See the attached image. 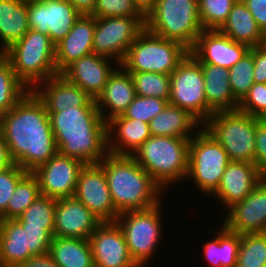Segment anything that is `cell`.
Instances as JSON below:
<instances>
[{
	"instance_id": "1",
	"label": "cell",
	"mask_w": 266,
	"mask_h": 267,
	"mask_svg": "<svg viewBox=\"0 0 266 267\" xmlns=\"http://www.w3.org/2000/svg\"><path fill=\"white\" fill-rule=\"evenodd\" d=\"M0 130L11 160L27 172L58 153L46 106L33 90L0 117Z\"/></svg>"
},
{
	"instance_id": "2",
	"label": "cell",
	"mask_w": 266,
	"mask_h": 267,
	"mask_svg": "<svg viewBox=\"0 0 266 267\" xmlns=\"http://www.w3.org/2000/svg\"><path fill=\"white\" fill-rule=\"evenodd\" d=\"M50 117L58 153L97 164L107 154V123L92 99L85 107L47 112Z\"/></svg>"
},
{
	"instance_id": "3",
	"label": "cell",
	"mask_w": 266,
	"mask_h": 267,
	"mask_svg": "<svg viewBox=\"0 0 266 267\" xmlns=\"http://www.w3.org/2000/svg\"><path fill=\"white\" fill-rule=\"evenodd\" d=\"M99 164L119 214L146 210L164 201L163 189L131 156L108 153Z\"/></svg>"
},
{
	"instance_id": "4",
	"label": "cell",
	"mask_w": 266,
	"mask_h": 267,
	"mask_svg": "<svg viewBox=\"0 0 266 267\" xmlns=\"http://www.w3.org/2000/svg\"><path fill=\"white\" fill-rule=\"evenodd\" d=\"M190 140L171 136H151L131 157L167 194L170 191L168 187L176 188L178 183L182 184V181L186 180Z\"/></svg>"
},
{
	"instance_id": "5",
	"label": "cell",
	"mask_w": 266,
	"mask_h": 267,
	"mask_svg": "<svg viewBox=\"0 0 266 267\" xmlns=\"http://www.w3.org/2000/svg\"><path fill=\"white\" fill-rule=\"evenodd\" d=\"M2 55L29 90H34L41 82L59 74L55 64V45L48 35L34 29H29Z\"/></svg>"
},
{
	"instance_id": "6",
	"label": "cell",
	"mask_w": 266,
	"mask_h": 267,
	"mask_svg": "<svg viewBox=\"0 0 266 267\" xmlns=\"http://www.w3.org/2000/svg\"><path fill=\"white\" fill-rule=\"evenodd\" d=\"M145 28L191 50L204 30L198 0H157L145 18Z\"/></svg>"
},
{
	"instance_id": "7",
	"label": "cell",
	"mask_w": 266,
	"mask_h": 267,
	"mask_svg": "<svg viewBox=\"0 0 266 267\" xmlns=\"http://www.w3.org/2000/svg\"><path fill=\"white\" fill-rule=\"evenodd\" d=\"M162 203L163 201L146 210L123 212L116 219L125 236L130 255L138 267H147L154 260V254L156 255L160 242L166 235L163 225L165 204Z\"/></svg>"
},
{
	"instance_id": "8",
	"label": "cell",
	"mask_w": 266,
	"mask_h": 267,
	"mask_svg": "<svg viewBox=\"0 0 266 267\" xmlns=\"http://www.w3.org/2000/svg\"><path fill=\"white\" fill-rule=\"evenodd\" d=\"M190 50L184 45L144 29L130 45L120 64L127 72H155L170 75Z\"/></svg>"
},
{
	"instance_id": "9",
	"label": "cell",
	"mask_w": 266,
	"mask_h": 267,
	"mask_svg": "<svg viewBox=\"0 0 266 267\" xmlns=\"http://www.w3.org/2000/svg\"><path fill=\"white\" fill-rule=\"evenodd\" d=\"M231 161L222 145L202 127L190 140L188 174L196 190L210 197L218 188L222 175ZM206 196V197H205Z\"/></svg>"
},
{
	"instance_id": "10",
	"label": "cell",
	"mask_w": 266,
	"mask_h": 267,
	"mask_svg": "<svg viewBox=\"0 0 266 267\" xmlns=\"http://www.w3.org/2000/svg\"><path fill=\"white\" fill-rule=\"evenodd\" d=\"M257 118L235 111L215 112L203 127L222 145L231 162L255 160Z\"/></svg>"
},
{
	"instance_id": "11",
	"label": "cell",
	"mask_w": 266,
	"mask_h": 267,
	"mask_svg": "<svg viewBox=\"0 0 266 267\" xmlns=\"http://www.w3.org/2000/svg\"><path fill=\"white\" fill-rule=\"evenodd\" d=\"M200 63L189 53L170 74L169 103L189 112L202 125L207 121V100Z\"/></svg>"
},
{
	"instance_id": "12",
	"label": "cell",
	"mask_w": 266,
	"mask_h": 267,
	"mask_svg": "<svg viewBox=\"0 0 266 267\" xmlns=\"http://www.w3.org/2000/svg\"><path fill=\"white\" fill-rule=\"evenodd\" d=\"M144 29V17L95 18L93 54L121 64L130 45Z\"/></svg>"
},
{
	"instance_id": "13",
	"label": "cell",
	"mask_w": 266,
	"mask_h": 267,
	"mask_svg": "<svg viewBox=\"0 0 266 267\" xmlns=\"http://www.w3.org/2000/svg\"><path fill=\"white\" fill-rule=\"evenodd\" d=\"M28 26L48 35L56 45L72 29L81 14L68 0H28Z\"/></svg>"
},
{
	"instance_id": "14",
	"label": "cell",
	"mask_w": 266,
	"mask_h": 267,
	"mask_svg": "<svg viewBox=\"0 0 266 267\" xmlns=\"http://www.w3.org/2000/svg\"><path fill=\"white\" fill-rule=\"evenodd\" d=\"M74 197L101 222L116 221V211L102 166L85 164L79 173Z\"/></svg>"
},
{
	"instance_id": "15",
	"label": "cell",
	"mask_w": 266,
	"mask_h": 267,
	"mask_svg": "<svg viewBox=\"0 0 266 267\" xmlns=\"http://www.w3.org/2000/svg\"><path fill=\"white\" fill-rule=\"evenodd\" d=\"M84 165L77 159L57 153L32 173L37 177L41 195L57 200L74 196Z\"/></svg>"
},
{
	"instance_id": "16",
	"label": "cell",
	"mask_w": 266,
	"mask_h": 267,
	"mask_svg": "<svg viewBox=\"0 0 266 267\" xmlns=\"http://www.w3.org/2000/svg\"><path fill=\"white\" fill-rule=\"evenodd\" d=\"M95 267H138L116 221L101 222L89 237Z\"/></svg>"
},
{
	"instance_id": "17",
	"label": "cell",
	"mask_w": 266,
	"mask_h": 267,
	"mask_svg": "<svg viewBox=\"0 0 266 267\" xmlns=\"http://www.w3.org/2000/svg\"><path fill=\"white\" fill-rule=\"evenodd\" d=\"M222 224L230 231L246 233L266 232V176L241 202L225 213Z\"/></svg>"
},
{
	"instance_id": "18",
	"label": "cell",
	"mask_w": 266,
	"mask_h": 267,
	"mask_svg": "<svg viewBox=\"0 0 266 267\" xmlns=\"http://www.w3.org/2000/svg\"><path fill=\"white\" fill-rule=\"evenodd\" d=\"M264 177L255 164L230 162L217 190L209 198L213 197L226 212L235 203L243 201Z\"/></svg>"
},
{
	"instance_id": "19",
	"label": "cell",
	"mask_w": 266,
	"mask_h": 267,
	"mask_svg": "<svg viewBox=\"0 0 266 267\" xmlns=\"http://www.w3.org/2000/svg\"><path fill=\"white\" fill-rule=\"evenodd\" d=\"M120 66V63L109 58L90 54L75 60L60 74L69 82L81 87L91 98L103 92L110 76Z\"/></svg>"
},
{
	"instance_id": "20",
	"label": "cell",
	"mask_w": 266,
	"mask_h": 267,
	"mask_svg": "<svg viewBox=\"0 0 266 267\" xmlns=\"http://www.w3.org/2000/svg\"><path fill=\"white\" fill-rule=\"evenodd\" d=\"M250 48L233 41L219 30H203L190 54L199 62L230 69Z\"/></svg>"
},
{
	"instance_id": "21",
	"label": "cell",
	"mask_w": 266,
	"mask_h": 267,
	"mask_svg": "<svg viewBox=\"0 0 266 267\" xmlns=\"http://www.w3.org/2000/svg\"><path fill=\"white\" fill-rule=\"evenodd\" d=\"M101 221L74 196L56 200L54 236L89 239Z\"/></svg>"
},
{
	"instance_id": "22",
	"label": "cell",
	"mask_w": 266,
	"mask_h": 267,
	"mask_svg": "<svg viewBox=\"0 0 266 267\" xmlns=\"http://www.w3.org/2000/svg\"><path fill=\"white\" fill-rule=\"evenodd\" d=\"M95 17L81 15L70 32L55 45V64L60 74L75 60L93 54Z\"/></svg>"
},
{
	"instance_id": "23",
	"label": "cell",
	"mask_w": 266,
	"mask_h": 267,
	"mask_svg": "<svg viewBox=\"0 0 266 267\" xmlns=\"http://www.w3.org/2000/svg\"><path fill=\"white\" fill-rule=\"evenodd\" d=\"M151 137L149 124L139 120L116 116L107 122V152L131 156Z\"/></svg>"
},
{
	"instance_id": "24",
	"label": "cell",
	"mask_w": 266,
	"mask_h": 267,
	"mask_svg": "<svg viewBox=\"0 0 266 267\" xmlns=\"http://www.w3.org/2000/svg\"><path fill=\"white\" fill-rule=\"evenodd\" d=\"M33 91L43 101L47 112L85 107L93 99L61 74L41 82Z\"/></svg>"
},
{
	"instance_id": "25",
	"label": "cell",
	"mask_w": 266,
	"mask_h": 267,
	"mask_svg": "<svg viewBox=\"0 0 266 267\" xmlns=\"http://www.w3.org/2000/svg\"><path fill=\"white\" fill-rule=\"evenodd\" d=\"M135 96L130 73L120 65L110 76L103 92L96 99L102 119L107 123L112 118L123 115Z\"/></svg>"
},
{
	"instance_id": "26",
	"label": "cell",
	"mask_w": 266,
	"mask_h": 267,
	"mask_svg": "<svg viewBox=\"0 0 266 267\" xmlns=\"http://www.w3.org/2000/svg\"><path fill=\"white\" fill-rule=\"evenodd\" d=\"M200 65L207 100V120L215 112L237 110L239 101L230 88L229 69L206 63H200Z\"/></svg>"
},
{
	"instance_id": "27",
	"label": "cell",
	"mask_w": 266,
	"mask_h": 267,
	"mask_svg": "<svg viewBox=\"0 0 266 267\" xmlns=\"http://www.w3.org/2000/svg\"><path fill=\"white\" fill-rule=\"evenodd\" d=\"M219 31L233 41L245 44L249 48L266 44V35L258 27L242 0H237L233 4L227 21Z\"/></svg>"
},
{
	"instance_id": "28",
	"label": "cell",
	"mask_w": 266,
	"mask_h": 267,
	"mask_svg": "<svg viewBox=\"0 0 266 267\" xmlns=\"http://www.w3.org/2000/svg\"><path fill=\"white\" fill-rule=\"evenodd\" d=\"M151 136L191 139L203 125L186 110L168 103L150 122Z\"/></svg>"
},
{
	"instance_id": "29",
	"label": "cell",
	"mask_w": 266,
	"mask_h": 267,
	"mask_svg": "<svg viewBox=\"0 0 266 267\" xmlns=\"http://www.w3.org/2000/svg\"><path fill=\"white\" fill-rule=\"evenodd\" d=\"M211 240L202 245L203 260L209 267H236L241 234L230 231L221 222Z\"/></svg>"
},
{
	"instance_id": "30",
	"label": "cell",
	"mask_w": 266,
	"mask_h": 267,
	"mask_svg": "<svg viewBox=\"0 0 266 267\" xmlns=\"http://www.w3.org/2000/svg\"><path fill=\"white\" fill-rule=\"evenodd\" d=\"M29 31L26 0H0V54Z\"/></svg>"
},
{
	"instance_id": "31",
	"label": "cell",
	"mask_w": 266,
	"mask_h": 267,
	"mask_svg": "<svg viewBox=\"0 0 266 267\" xmlns=\"http://www.w3.org/2000/svg\"><path fill=\"white\" fill-rule=\"evenodd\" d=\"M32 256L23 226L16 219H0V267H17Z\"/></svg>"
},
{
	"instance_id": "32",
	"label": "cell",
	"mask_w": 266,
	"mask_h": 267,
	"mask_svg": "<svg viewBox=\"0 0 266 267\" xmlns=\"http://www.w3.org/2000/svg\"><path fill=\"white\" fill-rule=\"evenodd\" d=\"M48 254L60 267H95L89 239L54 236Z\"/></svg>"
},
{
	"instance_id": "33",
	"label": "cell",
	"mask_w": 266,
	"mask_h": 267,
	"mask_svg": "<svg viewBox=\"0 0 266 267\" xmlns=\"http://www.w3.org/2000/svg\"><path fill=\"white\" fill-rule=\"evenodd\" d=\"M41 195L37 177L28 172L18 183L0 219L18 218Z\"/></svg>"
},
{
	"instance_id": "34",
	"label": "cell",
	"mask_w": 266,
	"mask_h": 267,
	"mask_svg": "<svg viewBox=\"0 0 266 267\" xmlns=\"http://www.w3.org/2000/svg\"><path fill=\"white\" fill-rule=\"evenodd\" d=\"M28 91L9 61L0 54V117L11 110Z\"/></svg>"
},
{
	"instance_id": "35",
	"label": "cell",
	"mask_w": 266,
	"mask_h": 267,
	"mask_svg": "<svg viewBox=\"0 0 266 267\" xmlns=\"http://www.w3.org/2000/svg\"><path fill=\"white\" fill-rule=\"evenodd\" d=\"M135 93L141 97L170 99V75L155 72H129Z\"/></svg>"
},
{
	"instance_id": "36",
	"label": "cell",
	"mask_w": 266,
	"mask_h": 267,
	"mask_svg": "<svg viewBox=\"0 0 266 267\" xmlns=\"http://www.w3.org/2000/svg\"><path fill=\"white\" fill-rule=\"evenodd\" d=\"M236 267H266V232L241 234Z\"/></svg>"
},
{
	"instance_id": "37",
	"label": "cell",
	"mask_w": 266,
	"mask_h": 267,
	"mask_svg": "<svg viewBox=\"0 0 266 267\" xmlns=\"http://www.w3.org/2000/svg\"><path fill=\"white\" fill-rule=\"evenodd\" d=\"M56 199L40 195L16 220L22 226L54 229Z\"/></svg>"
},
{
	"instance_id": "38",
	"label": "cell",
	"mask_w": 266,
	"mask_h": 267,
	"mask_svg": "<svg viewBox=\"0 0 266 267\" xmlns=\"http://www.w3.org/2000/svg\"><path fill=\"white\" fill-rule=\"evenodd\" d=\"M254 48L229 69V84L234 97L240 102L254 84Z\"/></svg>"
},
{
	"instance_id": "39",
	"label": "cell",
	"mask_w": 266,
	"mask_h": 267,
	"mask_svg": "<svg viewBox=\"0 0 266 267\" xmlns=\"http://www.w3.org/2000/svg\"><path fill=\"white\" fill-rule=\"evenodd\" d=\"M237 0H198L199 16L204 30H219L227 21Z\"/></svg>"
},
{
	"instance_id": "40",
	"label": "cell",
	"mask_w": 266,
	"mask_h": 267,
	"mask_svg": "<svg viewBox=\"0 0 266 267\" xmlns=\"http://www.w3.org/2000/svg\"><path fill=\"white\" fill-rule=\"evenodd\" d=\"M168 103L169 100L136 95L127 110L123 113V116L125 118L139 119L149 124Z\"/></svg>"
},
{
	"instance_id": "41",
	"label": "cell",
	"mask_w": 266,
	"mask_h": 267,
	"mask_svg": "<svg viewBox=\"0 0 266 267\" xmlns=\"http://www.w3.org/2000/svg\"><path fill=\"white\" fill-rule=\"evenodd\" d=\"M95 18L143 17L134 7L132 0H96Z\"/></svg>"
},
{
	"instance_id": "42",
	"label": "cell",
	"mask_w": 266,
	"mask_h": 267,
	"mask_svg": "<svg viewBox=\"0 0 266 267\" xmlns=\"http://www.w3.org/2000/svg\"><path fill=\"white\" fill-rule=\"evenodd\" d=\"M238 110L261 119L266 113V83H254L239 102Z\"/></svg>"
},
{
	"instance_id": "43",
	"label": "cell",
	"mask_w": 266,
	"mask_h": 267,
	"mask_svg": "<svg viewBox=\"0 0 266 267\" xmlns=\"http://www.w3.org/2000/svg\"><path fill=\"white\" fill-rule=\"evenodd\" d=\"M17 164L0 171V216L7 209V204L15 191L17 183L27 174Z\"/></svg>"
},
{
	"instance_id": "44",
	"label": "cell",
	"mask_w": 266,
	"mask_h": 267,
	"mask_svg": "<svg viewBox=\"0 0 266 267\" xmlns=\"http://www.w3.org/2000/svg\"><path fill=\"white\" fill-rule=\"evenodd\" d=\"M23 230H26L27 247L33 256H40L49 252L54 237V229L23 226Z\"/></svg>"
},
{
	"instance_id": "45",
	"label": "cell",
	"mask_w": 266,
	"mask_h": 267,
	"mask_svg": "<svg viewBox=\"0 0 266 267\" xmlns=\"http://www.w3.org/2000/svg\"><path fill=\"white\" fill-rule=\"evenodd\" d=\"M254 164L266 176V123L257 118Z\"/></svg>"
},
{
	"instance_id": "46",
	"label": "cell",
	"mask_w": 266,
	"mask_h": 267,
	"mask_svg": "<svg viewBox=\"0 0 266 267\" xmlns=\"http://www.w3.org/2000/svg\"><path fill=\"white\" fill-rule=\"evenodd\" d=\"M254 83H266V44L254 47Z\"/></svg>"
},
{
	"instance_id": "47",
	"label": "cell",
	"mask_w": 266,
	"mask_h": 267,
	"mask_svg": "<svg viewBox=\"0 0 266 267\" xmlns=\"http://www.w3.org/2000/svg\"><path fill=\"white\" fill-rule=\"evenodd\" d=\"M254 17L258 27L266 35V0H242Z\"/></svg>"
},
{
	"instance_id": "48",
	"label": "cell",
	"mask_w": 266,
	"mask_h": 267,
	"mask_svg": "<svg viewBox=\"0 0 266 267\" xmlns=\"http://www.w3.org/2000/svg\"><path fill=\"white\" fill-rule=\"evenodd\" d=\"M17 267H60L47 253L40 256H32Z\"/></svg>"
},
{
	"instance_id": "49",
	"label": "cell",
	"mask_w": 266,
	"mask_h": 267,
	"mask_svg": "<svg viewBox=\"0 0 266 267\" xmlns=\"http://www.w3.org/2000/svg\"><path fill=\"white\" fill-rule=\"evenodd\" d=\"M81 15H92L96 0H68Z\"/></svg>"
},
{
	"instance_id": "50",
	"label": "cell",
	"mask_w": 266,
	"mask_h": 267,
	"mask_svg": "<svg viewBox=\"0 0 266 267\" xmlns=\"http://www.w3.org/2000/svg\"><path fill=\"white\" fill-rule=\"evenodd\" d=\"M13 164L3 134L0 130V171Z\"/></svg>"
},
{
	"instance_id": "51",
	"label": "cell",
	"mask_w": 266,
	"mask_h": 267,
	"mask_svg": "<svg viewBox=\"0 0 266 267\" xmlns=\"http://www.w3.org/2000/svg\"><path fill=\"white\" fill-rule=\"evenodd\" d=\"M136 10L146 18L154 9L157 0H132Z\"/></svg>"
},
{
	"instance_id": "52",
	"label": "cell",
	"mask_w": 266,
	"mask_h": 267,
	"mask_svg": "<svg viewBox=\"0 0 266 267\" xmlns=\"http://www.w3.org/2000/svg\"><path fill=\"white\" fill-rule=\"evenodd\" d=\"M261 120H262L263 122L266 123V113H265V115L261 118Z\"/></svg>"
}]
</instances>
